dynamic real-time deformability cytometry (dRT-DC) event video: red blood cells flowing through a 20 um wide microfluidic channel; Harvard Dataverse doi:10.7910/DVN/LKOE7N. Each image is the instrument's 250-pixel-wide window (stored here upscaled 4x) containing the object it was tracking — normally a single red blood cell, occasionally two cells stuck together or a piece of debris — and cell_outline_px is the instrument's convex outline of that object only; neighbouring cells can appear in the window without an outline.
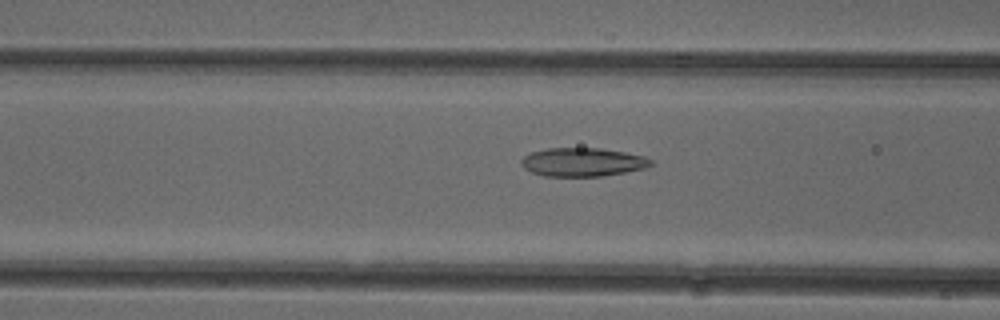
{"species": "common noctule bat (a hibernating species)", "species_latin": "Nyctalus noctula", "temperature_condition": "cold", "stored_images_in_passage": 52, "camera_frame_rate_fps": 3000, "um_per_image_px": 0.085, "animal": {"sex": "female"}, "frame": {"image": 1, "passage_image": 20, "time_ms": 6.333, "image_size_px": [1000, 320], "cell_outline_px": [[652, 164], [644, 168], [624, 172], [600, 176], [544, 176], [532, 172], [524, 168], [520, 164], [520, 160], [524, 156], [532, 152], [548, 148], [600, 148], [624, 152], [644, 156], [652, 160]], "centroid_in_image_um": [49.49, 13.77], "position_along_channel_um": 117.1, "area_um2": 21.44}}
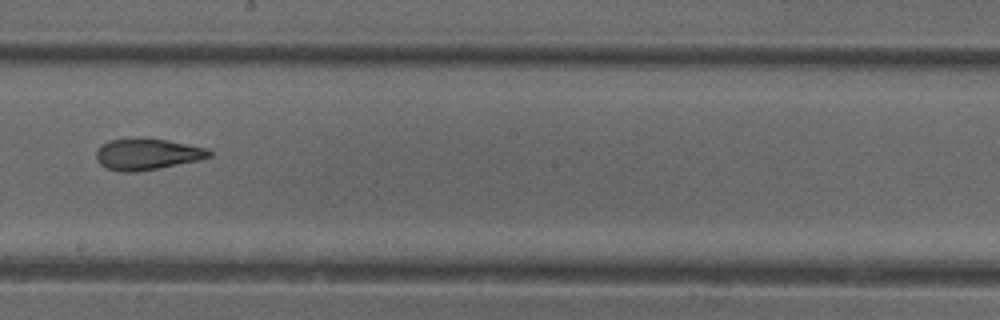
{"frame": {"image": 2, "passage_image": 29, "time_ms": 9.333, "image_size_px": [1000, 320], "cell_outline_px": [[212, 156], [200, 160], [160, 168], [136, 172], [124, 172], [108, 168], [100, 164], [96, 160], [96, 152], [108, 140], [136, 136], [140, 136], [168, 140], [208, 148], [212, 152]], "centroid_in_image_um": [12.53, 13.08], "position_along_channel_um": 235.7, "area_um2": 21.04}}
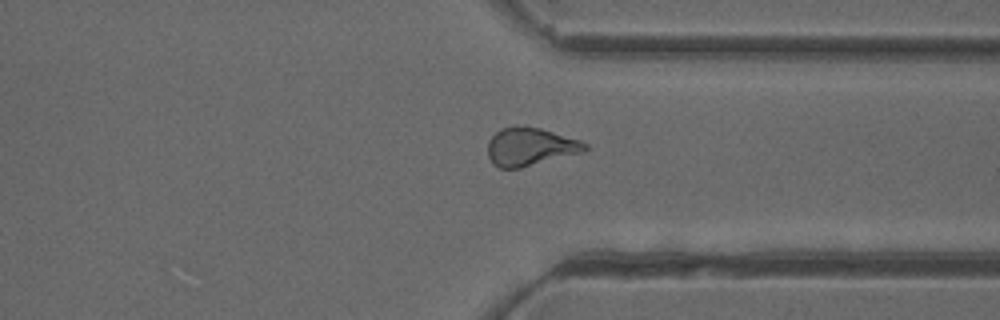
{"frame": {"image": 3, "passage_image": 39, "time_ms": 12.667, "image_size_px": [1000, 320], "cell_outline_px": [[588, 148], [584, 152], [520, 168], [500, 168], [492, 164], [488, 156], [488, 140], [500, 128], [540, 128], [580, 140], [588, 144]], "centroid_in_image_um": [45.08, 12.5], "position_along_channel_um": 366.3, "area_um2": 21.27}, "authors_computed_cell_mechanics": {"area_um2": 21.9929, "velocity_mm_per_s": 3.9383, "shape_relaxation_time_tau1_ms": 7.1655, "shape_relaxation_time_tau2_ms": 2.4586, "deformation_change_tau1": 0.1876, "deformation_change_tau2": 0.0932}}